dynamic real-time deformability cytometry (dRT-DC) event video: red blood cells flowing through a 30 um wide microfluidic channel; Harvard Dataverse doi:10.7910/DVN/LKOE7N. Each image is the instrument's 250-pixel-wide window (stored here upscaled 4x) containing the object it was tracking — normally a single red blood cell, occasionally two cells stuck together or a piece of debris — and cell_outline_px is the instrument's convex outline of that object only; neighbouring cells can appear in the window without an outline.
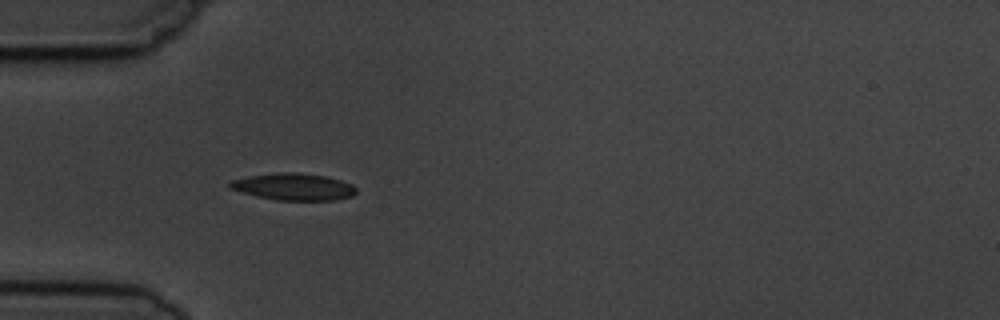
{"species": "common noctule bat (a hibernating species)", "species_latin": "Nyctalus noctula", "temperature_condition": "cold", "stored_images_in_passage": 5, "camera_frame_rate_fps": 3000, "um_per_image_px": 0.085, "animal": {"sex": "male", "body_mass_g": 19.5, "forearm_length_mm": 54.6}, "frame": {"image": 1, "passage_image": 4, "time_ms": 5.333, "image_size_px": [1000, 320], "cell_outline_px": [[356, 192], [352, 196], [336, 200], [276, 200], [228, 188], [228, 184], [232, 180], [248, 176], [280, 172], [296, 172], [324, 176], [340, 180], [352, 184], [356, 188]], "centroid_in_image_um": [24.98, 15.87], "position_along_channel_um": 60.0, "area_um2": 19.59}}
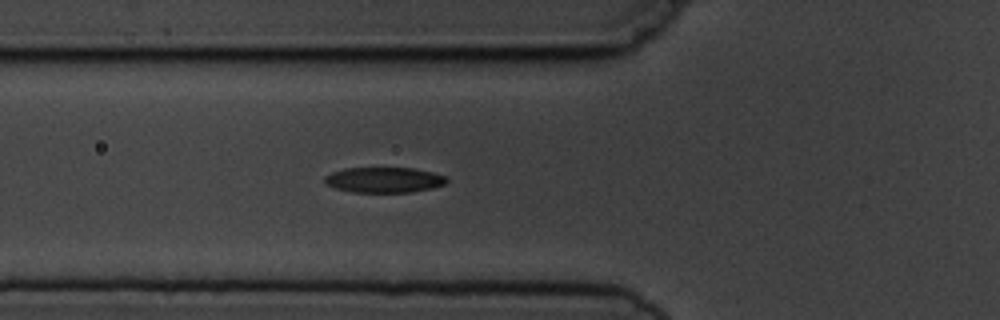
{"frame": {"image": 2, "passage_image": 5, "time_ms": 6.333, "image_size_px": [1000, 320], "cell_outline_px": [[448, 180], [444, 184], [432, 188], [412, 192], [352, 192], [336, 188], [324, 184], [324, 176], [332, 172], [344, 168], [412, 168], [432, 172], [448, 176]], "centroid_in_image_um": [32.64, 15.29], "position_along_channel_um": 93.2, "area_um2": 18.15}}